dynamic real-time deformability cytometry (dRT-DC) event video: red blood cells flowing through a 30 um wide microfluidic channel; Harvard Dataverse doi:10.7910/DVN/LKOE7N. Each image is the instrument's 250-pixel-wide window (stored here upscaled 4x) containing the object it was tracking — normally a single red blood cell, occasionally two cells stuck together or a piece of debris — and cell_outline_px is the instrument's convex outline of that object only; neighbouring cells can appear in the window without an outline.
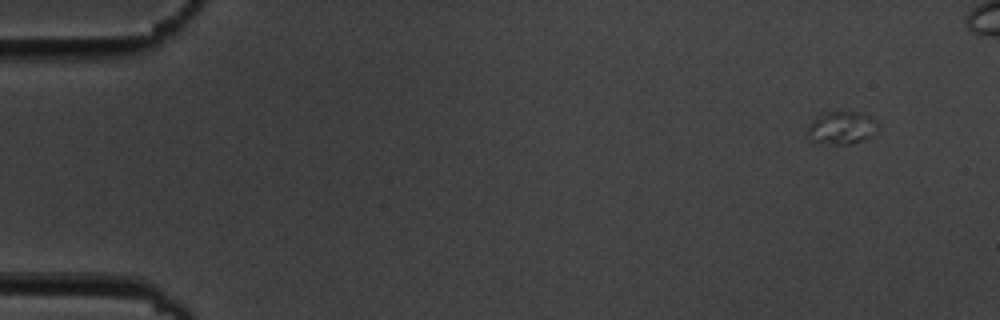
{"species": "common noctule bat (a hibernating species)", "species_latin": "Nyctalus noctula", "temperature_condition": "cold", "stored_images_in_passage": 5, "camera_frame_rate_fps": 3000, "um_per_image_px": 0.085, "animal": {"sex": "male", "body_mass_g": 19.5, "forearm_length_mm": 54.6}, "frame": {"image": 1, "passage_image": 1, "time_ms": 0.0, "image_size_px": [1000, 320], "cell_outline_px": [[876, 132], [860, 140], [848, 144], [816, 144], [808, 136], [808, 124], [820, 112], [864, 112], [876, 120]], "centroid_in_image_um": [71.47, 10.85], "position_along_channel_um": 13.5, "area_um2": 13.53}}